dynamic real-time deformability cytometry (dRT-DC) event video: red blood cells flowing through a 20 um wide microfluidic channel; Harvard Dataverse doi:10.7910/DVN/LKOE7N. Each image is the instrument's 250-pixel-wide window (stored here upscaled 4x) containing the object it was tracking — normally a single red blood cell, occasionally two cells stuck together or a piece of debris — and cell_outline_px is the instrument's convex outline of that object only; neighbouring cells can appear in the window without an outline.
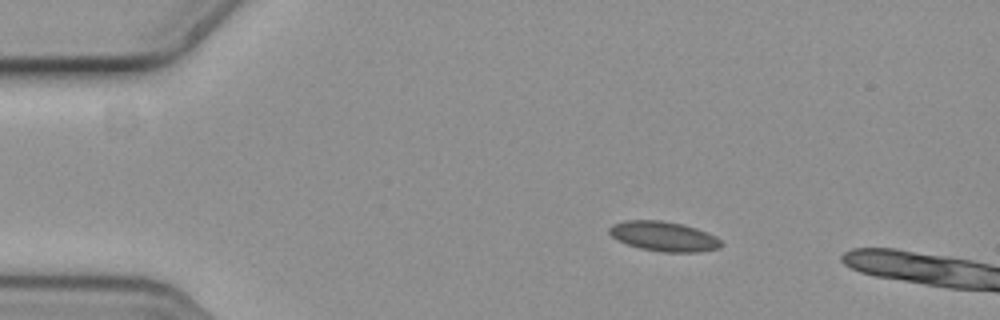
{"species": "common noctule bat (a hibernating species)", "species_latin": "Nyctalus noctula", "temperature_condition": "cold", "stored_images_in_passage": 4, "camera_frame_rate_fps": 3000, "um_per_image_px": 0.085, "animal": {"sex": "female", "body_mass_g": 19.3, "forearm_length_mm": 54.1}, "frame": {"image": 1, "passage_image": 2, "time_ms": 0.333, "image_size_px": [1000, 320], "cell_outline_px": [[724, 244], [720, 248], [700, 252], [660, 252], [640, 248], [616, 240], [608, 232], [608, 228], [612, 224], [624, 220], [664, 220], [684, 224], [708, 232], [716, 236]], "centroid_in_image_um": [56.43, 20.08], "position_along_channel_um": 28.6, "area_um2": 19.77}}